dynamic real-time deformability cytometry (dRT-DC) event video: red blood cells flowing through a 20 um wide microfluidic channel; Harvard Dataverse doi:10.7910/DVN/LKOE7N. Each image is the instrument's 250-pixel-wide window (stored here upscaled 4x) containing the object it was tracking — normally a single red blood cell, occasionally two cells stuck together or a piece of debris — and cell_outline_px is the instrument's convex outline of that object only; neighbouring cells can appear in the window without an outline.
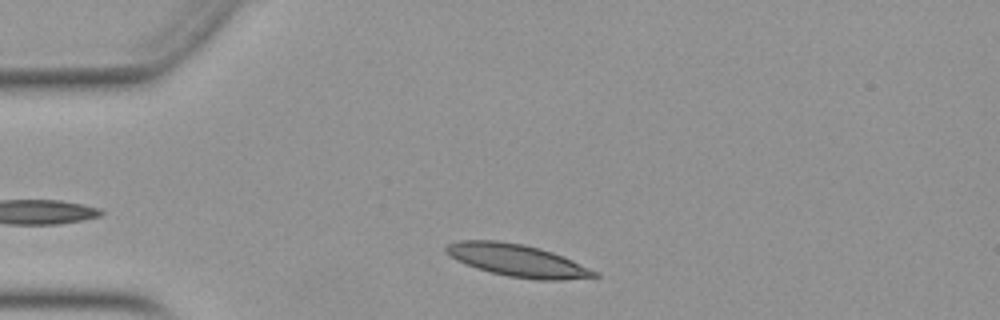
{"species": "Egyptian fruit bat (a non-hibernating species)", "species_latin": "Rousettus aegyptiacus", "temperature_condition": "warm", "stored_images_in_passage": 31, "camera_frame_rate_fps": 3000, "um_per_image_px": 0.085, "animal": {"sex": "female"}, "frame": {"image": 1, "passage_image": 3, "time_ms": 0.667, "image_size_px": [1000, 320], "cell_outline_px": [[600, 276], [564, 280], [536, 280], [508, 276], [476, 268], [456, 260], [444, 252], [444, 248], [448, 244], [460, 240], [496, 240], [524, 244], [540, 248], [564, 256], [600, 272]], "centroid_in_image_um": [44.0, 22.13], "position_along_channel_um": 41.0, "area_um2": 28.15}}
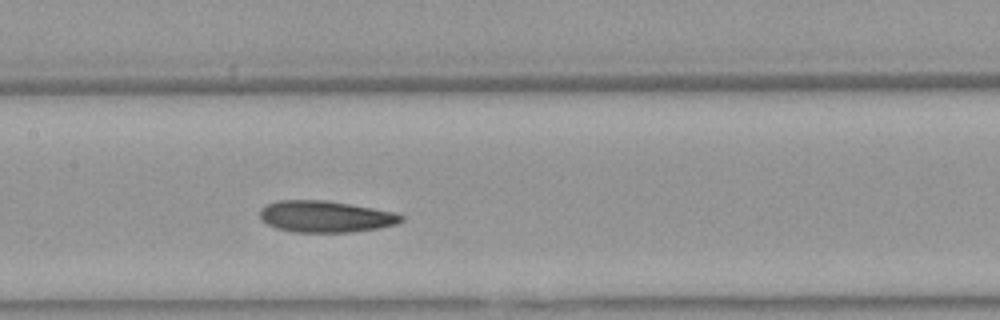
{"frame": {"image": 2, "passage_image": 16, "time_ms": 5.0, "image_size_px": [1000, 320], "cell_outline_px": [[404, 220], [396, 224], [380, 228], [352, 232], [292, 232], [276, 228], [268, 224], [260, 216], [260, 208], [268, 204], [280, 200], [324, 200], [396, 212], [404, 216]], "centroid_in_image_um": [27.69, 18.41], "position_along_channel_um": 179.7, "area_um2": 25.89}}
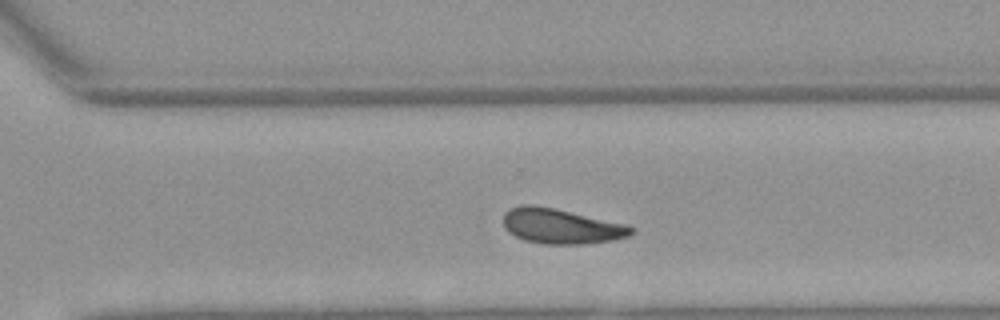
{"frame": {"image": 3, "passage_image": 27, "time_ms": 8.667, "image_size_px": [1000, 320], "cell_outline_px": [[636, 232], [628, 236], [612, 240], [584, 244], [544, 244], [524, 240], [508, 232], [504, 228], [504, 212], [508, 208], [520, 204], [532, 204], [552, 208], [624, 224], [636, 228]], "centroid_in_image_um": [47.65, 19.23], "position_along_channel_um": 322.9, "area_um2": 26.07}, "authors_computed_cell_mechanics": {"area_um2": 26.0678, "velocity_mm_per_s": 3.9216, "shape_relaxation_time_tau1_ms": null, "shape_relaxation_time_tau2_ms": 7.4303, "deformation_change_tau1": null, "deformation_change_tau2": 0.1531}}